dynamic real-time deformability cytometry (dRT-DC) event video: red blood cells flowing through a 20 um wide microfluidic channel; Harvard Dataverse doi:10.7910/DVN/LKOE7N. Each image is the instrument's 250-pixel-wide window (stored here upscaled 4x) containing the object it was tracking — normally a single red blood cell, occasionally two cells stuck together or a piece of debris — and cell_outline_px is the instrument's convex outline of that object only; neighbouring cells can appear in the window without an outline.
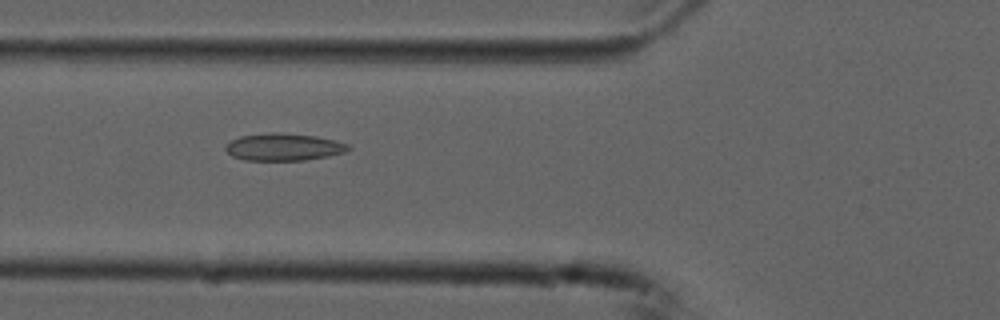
{"species": "common noctule bat (a hibernating species)", "species_latin": "Nyctalus noctula", "temperature_condition": "cold", "stored_images_in_passage": 44, "camera_frame_rate_fps": 3000, "um_per_image_px": 0.085, "animal": {"sex": "male", "forearm_length_mm": 52.5}, "frame": {"image": 1, "passage_image": 10, "time_ms": 3.0, "image_size_px": [1000, 320], "cell_outline_px": [[352, 148], [344, 152], [328, 156], [304, 160], [244, 160], [232, 156], [224, 148], [224, 144], [240, 136], [268, 132], [280, 132], [316, 136], [348, 144]], "centroid_in_image_um": [24.07, 12.49], "position_along_channel_um": 101.7, "area_um2": 19.54}}
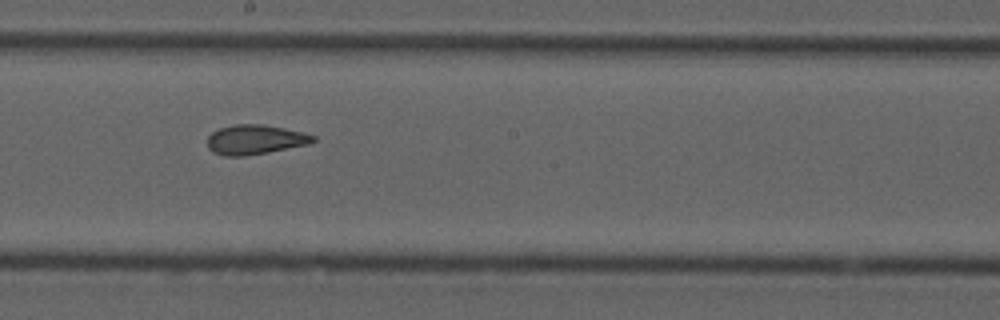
{"frame": {"image": 2, "passage_image": 20, "time_ms": 6.333, "image_size_px": [1000, 320], "cell_outline_px": [[316, 140], [308, 144], [268, 152], [244, 156], [224, 156], [212, 152], [208, 148], [208, 136], [212, 132], [220, 128], [236, 124], [260, 124], [284, 128], [304, 132], [316, 136]], "centroid_in_image_um": [21.68, 11.87], "position_along_channel_um": 226.5, "area_um2": 18.21}}
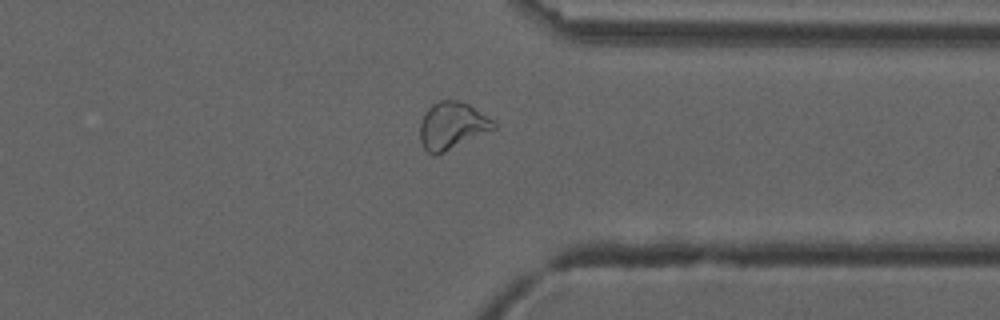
{"frame": {"image": 3, "passage_image": 32, "time_ms": 10.333, "image_size_px": [1000, 320], "cell_outline_px": [[496, 128], [436, 156], [432, 156], [424, 148], [420, 140], [420, 124], [424, 112], [432, 104], [440, 100], [460, 100], [468, 104], [492, 120], [496, 124]], "centroid_in_image_um": [38.39, 10.69], "position_along_channel_um": 373.0, "area_um2": 20.17}, "authors_computed_cell_mechanics": {"area_um2": 19.7387, "velocity_mm_per_s": 3.7339, "shape_relaxation_time_tau1_ms": null, "shape_relaxation_time_tau2_ms": 1.4315, "deformation_change_tau1": null, "deformation_change_tau2": 0.0738}}